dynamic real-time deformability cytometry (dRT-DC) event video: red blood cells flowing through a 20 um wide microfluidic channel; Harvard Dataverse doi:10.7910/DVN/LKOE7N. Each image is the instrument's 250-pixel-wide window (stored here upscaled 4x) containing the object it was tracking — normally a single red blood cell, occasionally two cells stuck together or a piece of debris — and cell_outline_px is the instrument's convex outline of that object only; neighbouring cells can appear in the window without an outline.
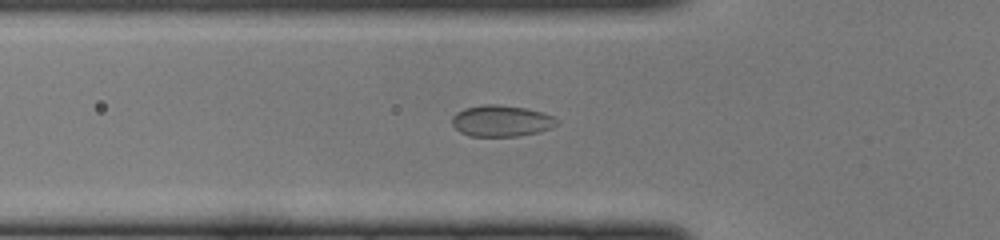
{"species": "common noctule bat (a hibernating species)", "species_latin": "Nyctalus noctula", "temperature_condition": "cold", "stored_images_in_passage": 35, "camera_frame_rate_fps": 3000, "um_per_image_px": 0.085, "animal": {"sex": "female", "body_mass_g": 22.0, "forearm_length_mm": 56.7}, "frame": {"image": 1, "passage_image": 10, "time_ms": 3.0, "image_size_px": [1000, 240], "cell_outline_px": [[560, 120], [552, 128], [540, 132], [516, 136], [468, 136], [460, 132], [452, 124], [452, 116], [456, 112], [464, 108], [484, 104], [500, 104], [528, 108], [544, 112]], "centroid_in_image_um": [42.63, 10.26], "position_along_channel_um": 83.2, "area_um2": 19.42}}
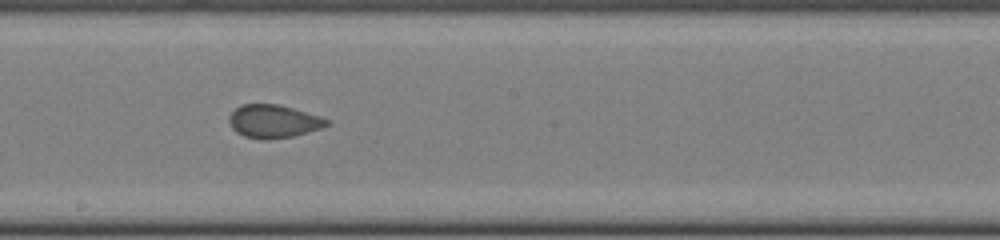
{"frame": {"image": 2, "passage_image": 20, "time_ms": 6.333, "image_size_px": [1000, 240], "cell_outline_px": [[328, 124], [320, 128], [292, 136], [264, 140], [244, 136], [236, 132], [232, 128], [228, 120], [228, 116], [240, 104], [280, 104], [320, 116], [328, 120]], "centroid_in_image_um": [23.2, 10.3], "position_along_channel_um": 225.0, "area_um2": 18.73}}
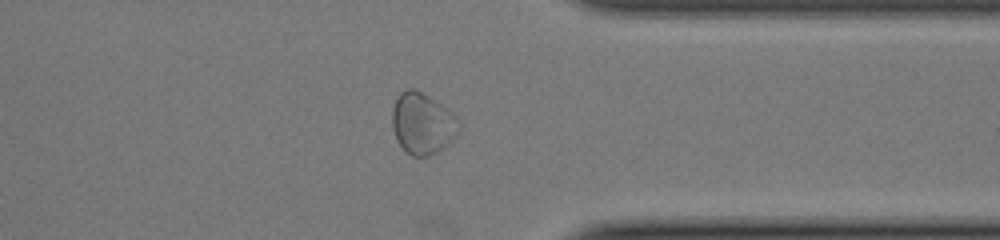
{"frame": {"image": 3, "passage_image": 31, "time_ms": 10.0, "image_size_px": [1000, 240], "cell_outline_px": [[456, 136], [444, 148], [428, 156], [412, 156], [404, 152], [392, 128], [392, 108], [400, 92], [404, 88], [416, 88], [452, 112], [456, 116]], "centroid_in_image_um": [35.86, 10.49], "position_along_channel_um": 375.5, "area_um2": 23.64}}